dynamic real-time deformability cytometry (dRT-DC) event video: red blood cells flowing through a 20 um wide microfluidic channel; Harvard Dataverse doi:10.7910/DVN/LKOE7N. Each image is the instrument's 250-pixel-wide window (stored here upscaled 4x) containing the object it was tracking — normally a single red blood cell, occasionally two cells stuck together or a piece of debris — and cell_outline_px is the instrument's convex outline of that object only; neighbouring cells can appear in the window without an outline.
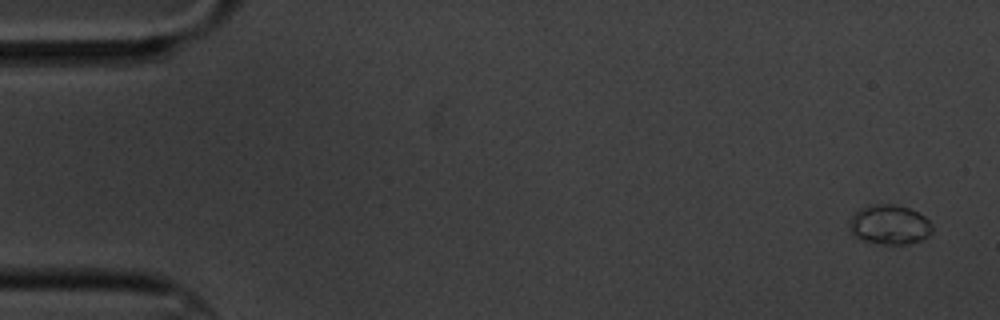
{"species": "common noctule bat (a hibernating species)", "species_latin": "Nyctalus noctula", "temperature_condition": "cold", "stored_images_in_passage": 16, "segment_of_instrument_passage": [1, 2], "camera_frame_rate_fps": 3000, "um_per_image_px": 0.085, "animal": {"sex": "male", "body_mass_g": 20.1, "forearm_length_mm": 53.5}, "frame": {"image": 1, "passage_image": 1, "time_ms": 0.0, "image_size_px": [1000, 320], "cell_outline_px": [[932, 232], [928, 236], [920, 240], [908, 244], [884, 244], [864, 240], [852, 236], [848, 224], [848, 220], [856, 212], [868, 204], [892, 204], [908, 208], [924, 216], [932, 224]], "centroid_in_image_um": [75.58, 19.1], "position_along_channel_um": 9.4, "area_um2": 19.13}}
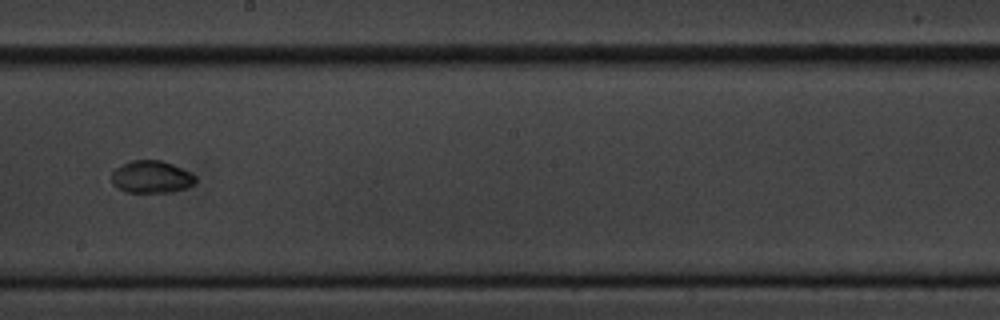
{"frame": {"image": 2, "passage_image": 9, "time_ms": 10.333, "image_size_px": [1000, 320], "cell_outline_px": [[196, 180], [192, 184], [184, 188], [172, 192], [124, 192], [112, 184], [112, 172], [116, 168], [132, 160], [160, 160], [172, 164], [196, 176]], "centroid_in_image_um": [12.84, 15.04], "position_along_channel_um": 235.4, "area_um2": 15.61}}
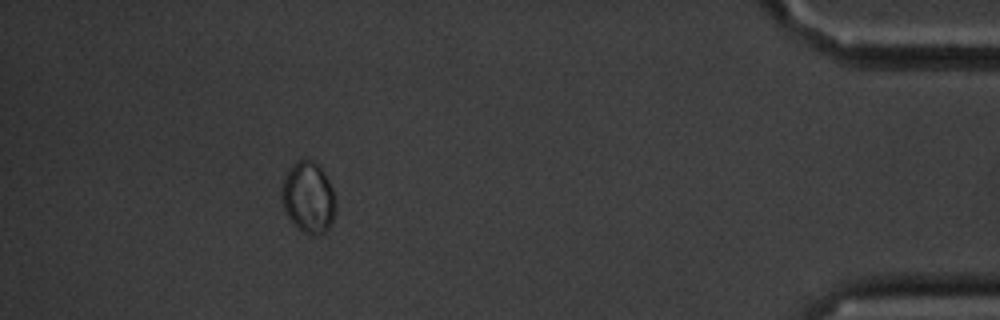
{"frame": {"image": 3, "passage_image": 14, "time_ms": 17.0, "image_size_px": [1000, 320], "cell_outline_px": [[336, 208], [332, 220], [328, 228], [324, 232], [316, 236], [304, 232], [288, 216], [284, 208], [280, 192], [284, 180], [292, 164], [300, 160], [312, 160], [324, 172], [332, 188], [336, 204]], "centroid_in_image_um": [26.22, 16.78], "position_along_channel_um": 409.0, "area_um2": 21.91}}